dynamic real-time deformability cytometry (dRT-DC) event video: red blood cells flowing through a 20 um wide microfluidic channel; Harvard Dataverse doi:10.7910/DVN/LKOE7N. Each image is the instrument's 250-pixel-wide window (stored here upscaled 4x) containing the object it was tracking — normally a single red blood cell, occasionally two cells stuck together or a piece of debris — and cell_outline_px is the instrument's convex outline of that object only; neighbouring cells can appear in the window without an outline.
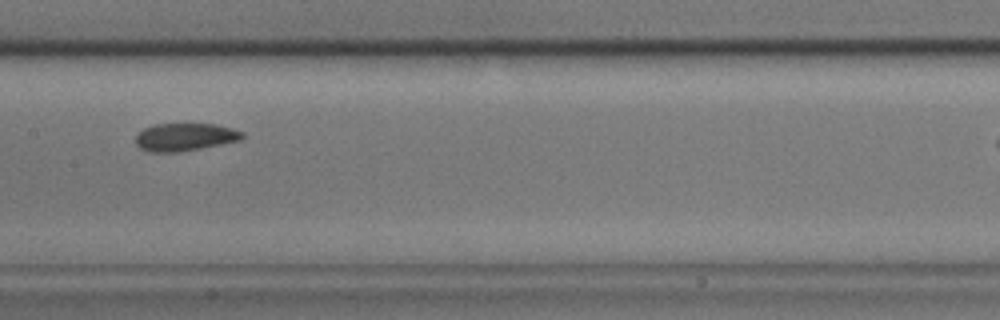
{"species": "common noctule bat (a hibernating species)", "species_latin": "Nyctalus noctula", "temperature_condition": "cold", "stored_images_in_passage": 11, "camera_frame_rate_fps": 3000, "um_per_image_px": 0.085, "animal": {"sex": "male", "body_mass_g": 17.9}, "frame": {"image": 1, "passage_image": 5, "time_ms": 1.333, "image_size_px": [1000, 320], "cell_outline_px": [[244, 136], [240, 140], [200, 148], [176, 152], [148, 152], [140, 148], [136, 144], [136, 136], [144, 128], [156, 124], [216, 124], [232, 128], [244, 132]], "centroid_in_image_um": [15.72, 11.64], "position_along_channel_um": 191.7, "area_um2": 17.11}}
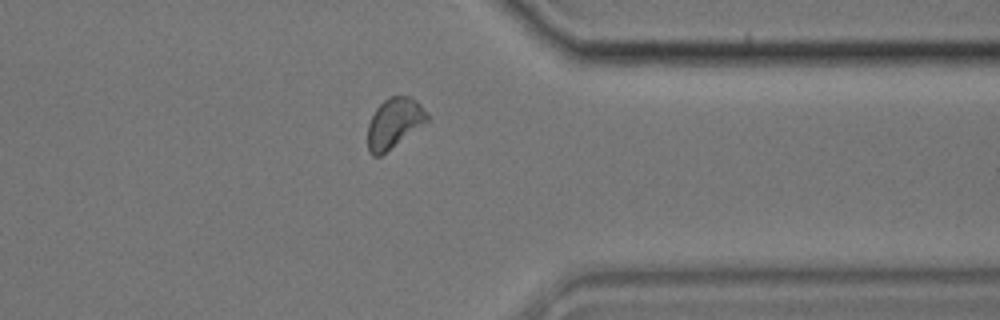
{"frame": {"image": 2, "passage_image": 10, "time_ms": 3.0, "image_size_px": [1000, 320], "cell_outline_px": [[428, 120], [380, 156], [372, 156], [368, 152], [368, 124], [376, 108], [388, 96], [408, 96], [416, 100], [428, 112]], "centroid_in_image_um": [33.48, 10.44], "position_along_channel_um": 377.9, "area_um2": 17.05}}